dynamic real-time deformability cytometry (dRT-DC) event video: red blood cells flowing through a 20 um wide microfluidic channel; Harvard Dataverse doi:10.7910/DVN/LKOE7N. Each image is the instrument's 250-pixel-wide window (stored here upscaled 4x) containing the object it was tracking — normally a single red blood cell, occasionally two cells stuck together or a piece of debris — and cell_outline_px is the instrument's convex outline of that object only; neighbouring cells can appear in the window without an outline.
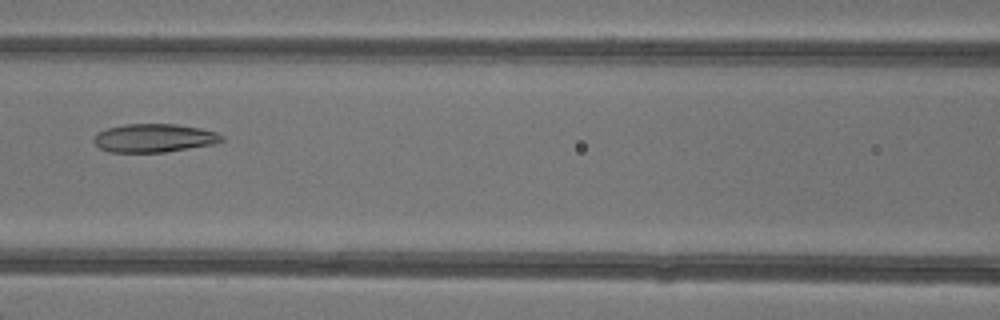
{"species": "common noctule bat (a hibernating species)", "species_latin": "Nyctalus noctula", "temperature_condition": "warm", "stored_images_in_passage": 7, "camera_frame_rate_fps": 3000, "um_per_image_px": 0.085, "animal": {"sex": "female"}, "frame": {"image": 1, "passage_image": 7, "time_ms": 7.667, "image_size_px": [1000, 320], "cell_outline_px": [[224, 140], [212, 144], [164, 152], [108, 152], [100, 148], [92, 140], [96, 132], [108, 128], [124, 124], [176, 124], [200, 128], [216, 132], [224, 136]], "centroid_in_image_um": [13.07, 11.73], "position_along_channel_um": 153.5, "area_um2": 21.15}}